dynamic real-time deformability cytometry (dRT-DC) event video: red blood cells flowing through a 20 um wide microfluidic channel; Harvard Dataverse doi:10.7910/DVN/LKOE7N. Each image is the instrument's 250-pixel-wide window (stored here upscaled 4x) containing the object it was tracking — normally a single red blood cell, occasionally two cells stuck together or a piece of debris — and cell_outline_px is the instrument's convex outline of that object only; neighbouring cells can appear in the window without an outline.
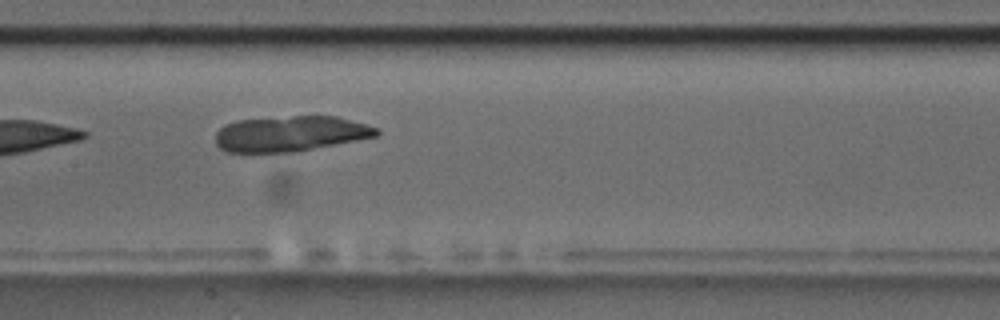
{"species": "common noctule bat (a hibernating species)", "species_latin": "Nyctalus noctula", "temperature_condition": "room temperature", "stored_images_in_passage": 11, "camera_frame_rate_fps": 3000, "um_per_image_px": 0.085, "animal": {"sex": "male", "body_mass_g": 17.5, "forearm_length_mm": 52.3}, "frame": {"image": 1, "passage_image": 8, "time_ms": 2.333, "image_size_px": [1000, 320], "cell_outline_px": [[380, 132], [376, 136], [296, 152], [228, 152], [220, 148], [216, 144], [216, 132], [224, 124], [236, 120], [292, 116], [336, 116], [368, 124], [380, 128]], "centroid_in_image_um": [24.69, 11.36], "position_along_channel_um": 182.7, "area_um2": 33.41}}
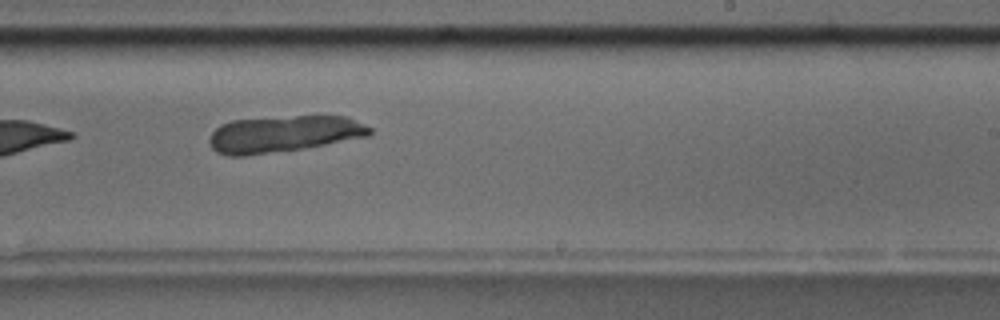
{"frame": {"image": 2, "passage_image": 10, "time_ms": 3.0, "image_size_px": [1000, 320], "cell_outline_px": [[372, 132], [368, 136], [324, 144], [300, 148], [248, 156], [228, 156], [216, 152], [208, 144], [208, 140], [212, 132], [220, 124], [232, 120], [296, 116], [348, 116], [372, 128]], "centroid_in_image_um": [24.06, 11.38], "position_along_channel_um": 264.9, "area_um2": 34.04}}